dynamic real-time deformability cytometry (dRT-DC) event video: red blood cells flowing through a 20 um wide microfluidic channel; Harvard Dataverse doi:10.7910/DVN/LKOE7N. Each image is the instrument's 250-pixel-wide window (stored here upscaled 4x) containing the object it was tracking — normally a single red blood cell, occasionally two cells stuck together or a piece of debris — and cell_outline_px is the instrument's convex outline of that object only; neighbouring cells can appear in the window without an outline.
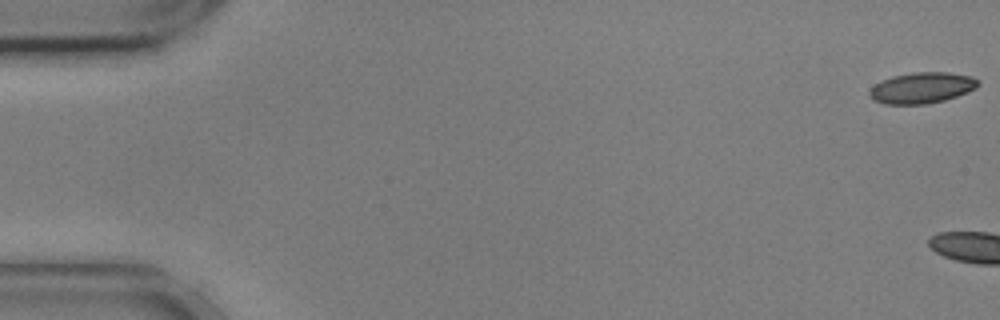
{"species": "common noctule bat (a hibernating species)", "species_latin": "Nyctalus noctula", "temperature_condition": "cold", "stored_images_in_passage": 4, "camera_frame_rate_fps": 3000, "um_per_image_px": 0.085, "animal": {"sex": "male", "body_mass_g": 17.9, "forearm_length_mm": 54.2}, "frame": {"image": 1, "passage_image": 1, "time_ms": 0.0, "image_size_px": [1000, 320], "cell_outline_px": [[980, 84], [976, 88], [968, 92], [944, 100], [924, 104], [884, 104], [872, 100], [868, 92], [876, 84], [892, 76], [912, 72], [948, 72], [972, 76], [980, 80]], "centroid_in_image_um": [78.39, 7.46], "position_along_channel_um": 6.6, "area_um2": 19.65}}